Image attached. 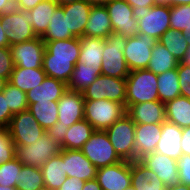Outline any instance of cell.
Listing matches in <instances>:
<instances>
[{"instance_id": "94428289", "label": "cell", "mask_w": 190, "mask_h": 190, "mask_svg": "<svg viewBox=\"0 0 190 190\" xmlns=\"http://www.w3.org/2000/svg\"><path fill=\"white\" fill-rule=\"evenodd\" d=\"M176 5H190V0H172V6Z\"/></svg>"}, {"instance_id": "4316f807", "label": "cell", "mask_w": 190, "mask_h": 190, "mask_svg": "<svg viewBox=\"0 0 190 190\" xmlns=\"http://www.w3.org/2000/svg\"><path fill=\"white\" fill-rule=\"evenodd\" d=\"M46 77L43 68L26 69L23 67H14L8 82L27 93L31 89L41 85Z\"/></svg>"}, {"instance_id": "681fc988", "label": "cell", "mask_w": 190, "mask_h": 190, "mask_svg": "<svg viewBox=\"0 0 190 190\" xmlns=\"http://www.w3.org/2000/svg\"><path fill=\"white\" fill-rule=\"evenodd\" d=\"M136 13L144 12L153 5H155V0H125Z\"/></svg>"}, {"instance_id": "b9f144b4", "label": "cell", "mask_w": 190, "mask_h": 190, "mask_svg": "<svg viewBox=\"0 0 190 190\" xmlns=\"http://www.w3.org/2000/svg\"><path fill=\"white\" fill-rule=\"evenodd\" d=\"M190 27V5H176L170 7V28L178 31L188 30Z\"/></svg>"}, {"instance_id": "d4e9b609", "label": "cell", "mask_w": 190, "mask_h": 190, "mask_svg": "<svg viewBox=\"0 0 190 190\" xmlns=\"http://www.w3.org/2000/svg\"><path fill=\"white\" fill-rule=\"evenodd\" d=\"M45 53L52 59L69 60L76 64L80 55V38L44 41Z\"/></svg>"}, {"instance_id": "4fadbf2b", "label": "cell", "mask_w": 190, "mask_h": 190, "mask_svg": "<svg viewBox=\"0 0 190 190\" xmlns=\"http://www.w3.org/2000/svg\"><path fill=\"white\" fill-rule=\"evenodd\" d=\"M10 49L14 67L26 69L42 68L45 43L41 37H35L32 40L13 45Z\"/></svg>"}, {"instance_id": "11a10c76", "label": "cell", "mask_w": 190, "mask_h": 190, "mask_svg": "<svg viewBox=\"0 0 190 190\" xmlns=\"http://www.w3.org/2000/svg\"><path fill=\"white\" fill-rule=\"evenodd\" d=\"M83 190H102L96 179L88 180L84 183Z\"/></svg>"}, {"instance_id": "836d02e7", "label": "cell", "mask_w": 190, "mask_h": 190, "mask_svg": "<svg viewBox=\"0 0 190 190\" xmlns=\"http://www.w3.org/2000/svg\"><path fill=\"white\" fill-rule=\"evenodd\" d=\"M159 101L166 103L178 96L180 93L179 78L176 69H170L157 75Z\"/></svg>"}, {"instance_id": "7bdbcfd3", "label": "cell", "mask_w": 190, "mask_h": 190, "mask_svg": "<svg viewBox=\"0 0 190 190\" xmlns=\"http://www.w3.org/2000/svg\"><path fill=\"white\" fill-rule=\"evenodd\" d=\"M15 158V145L7 129L0 130V165Z\"/></svg>"}, {"instance_id": "91938a15", "label": "cell", "mask_w": 190, "mask_h": 190, "mask_svg": "<svg viewBox=\"0 0 190 190\" xmlns=\"http://www.w3.org/2000/svg\"><path fill=\"white\" fill-rule=\"evenodd\" d=\"M180 63L190 66V46L188 47L186 53L184 54V57L180 61Z\"/></svg>"}, {"instance_id": "8d00e7d4", "label": "cell", "mask_w": 190, "mask_h": 190, "mask_svg": "<svg viewBox=\"0 0 190 190\" xmlns=\"http://www.w3.org/2000/svg\"><path fill=\"white\" fill-rule=\"evenodd\" d=\"M74 67L75 64L69 60L52 59L44 53L42 68L47 77L61 80L67 84Z\"/></svg>"}, {"instance_id": "680465c9", "label": "cell", "mask_w": 190, "mask_h": 190, "mask_svg": "<svg viewBox=\"0 0 190 190\" xmlns=\"http://www.w3.org/2000/svg\"><path fill=\"white\" fill-rule=\"evenodd\" d=\"M166 190H190V187L184 184H175L169 187H166Z\"/></svg>"}, {"instance_id": "c3c4849f", "label": "cell", "mask_w": 190, "mask_h": 190, "mask_svg": "<svg viewBox=\"0 0 190 190\" xmlns=\"http://www.w3.org/2000/svg\"><path fill=\"white\" fill-rule=\"evenodd\" d=\"M69 127H64L60 125L57 121L51 128L46 130L48 136L52 139L56 140L59 144H61L65 140L66 132Z\"/></svg>"}, {"instance_id": "e7e4bbea", "label": "cell", "mask_w": 190, "mask_h": 190, "mask_svg": "<svg viewBox=\"0 0 190 190\" xmlns=\"http://www.w3.org/2000/svg\"><path fill=\"white\" fill-rule=\"evenodd\" d=\"M183 34L187 38L188 45L190 46V27L188 28V30H184Z\"/></svg>"}, {"instance_id": "816d5d0a", "label": "cell", "mask_w": 190, "mask_h": 190, "mask_svg": "<svg viewBox=\"0 0 190 190\" xmlns=\"http://www.w3.org/2000/svg\"><path fill=\"white\" fill-rule=\"evenodd\" d=\"M181 149L182 154L190 155V127L182 128Z\"/></svg>"}, {"instance_id": "d6a6232c", "label": "cell", "mask_w": 190, "mask_h": 190, "mask_svg": "<svg viewBox=\"0 0 190 190\" xmlns=\"http://www.w3.org/2000/svg\"><path fill=\"white\" fill-rule=\"evenodd\" d=\"M70 38H74V36L67 30V15H64L63 7L58 5L41 39L43 41H54L67 40Z\"/></svg>"}, {"instance_id": "ee69618b", "label": "cell", "mask_w": 190, "mask_h": 190, "mask_svg": "<svg viewBox=\"0 0 190 190\" xmlns=\"http://www.w3.org/2000/svg\"><path fill=\"white\" fill-rule=\"evenodd\" d=\"M14 66L10 47L0 48V77L9 81Z\"/></svg>"}, {"instance_id": "7a4b0ae2", "label": "cell", "mask_w": 190, "mask_h": 190, "mask_svg": "<svg viewBox=\"0 0 190 190\" xmlns=\"http://www.w3.org/2000/svg\"><path fill=\"white\" fill-rule=\"evenodd\" d=\"M125 114L126 107L122 103L107 99L85 100L84 119L95 130L105 131Z\"/></svg>"}, {"instance_id": "d590c367", "label": "cell", "mask_w": 190, "mask_h": 190, "mask_svg": "<svg viewBox=\"0 0 190 190\" xmlns=\"http://www.w3.org/2000/svg\"><path fill=\"white\" fill-rule=\"evenodd\" d=\"M28 111L45 131L58 121V104L55 101L28 104Z\"/></svg>"}, {"instance_id": "ba28073f", "label": "cell", "mask_w": 190, "mask_h": 190, "mask_svg": "<svg viewBox=\"0 0 190 190\" xmlns=\"http://www.w3.org/2000/svg\"><path fill=\"white\" fill-rule=\"evenodd\" d=\"M84 100H112L126 107V79L100 74L96 80L82 92Z\"/></svg>"}, {"instance_id": "003e7915", "label": "cell", "mask_w": 190, "mask_h": 190, "mask_svg": "<svg viewBox=\"0 0 190 190\" xmlns=\"http://www.w3.org/2000/svg\"><path fill=\"white\" fill-rule=\"evenodd\" d=\"M0 190H17L16 187H4L0 185Z\"/></svg>"}, {"instance_id": "ab89813d", "label": "cell", "mask_w": 190, "mask_h": 190, "mask_svg": "<svg viewBox=\"0 0 190 190\" xmlns=\"http://www.w3.org/2000/svg\"><path fill=\"white\" fill-rule=\"evenodd\" d=\"M4 98L7 102V107L13 114L28 110V102L26 93L6 82L3 89Z\"/></svg>"}, {"instance_id": "5bb4252c", "label": "cell", "mask_w": 190, "mask_h": 190, "mask_svg": "<svg viewBox=\"0 0 190 190\" xmlns=\"http://www.w3.org/2000/svg\"><path fill=\"white\" fill-rule=\"evenodd\" d=\"M139 161L149 169L155 178L162 181L165 187L179 183L176 159L153 152L145 154Z\"/></svg>"}, {"instance_id": "9c48e42d", "label": "cell", "mask_w": 190, "mask_h": 190, "mask_svg": "<svg viewBox=\"0 0 190 190\" xmlns=\"http://www.w3.org/2000/svg\"><path fill=\"white\" fill-rule=\"evenodd\" d=\"M14 145H30L46 132L28 110L13 115L8 127Z\"/></svg>"}, {"instance_id": "be15d7a7", "label": "cell", "mask_w": 190, "mask_h": 190, "mask_svg": "<svg viewBox=\"0 0 190 190\" xmlns=\"http://www.w3.org/2000/svg\"><path fill=\"white\" fill-rule=\"evenodd\" d=\"M59 5L63 6L69 3H74L80 0H55Z\"/></svg>"}, {"instance_id": "30bf717a", "label": "cell", "mask_w": 190, "mask_h": 190, "mask_svg": "<svg viewBox=\"0 0 190 190\" xmlns=\"http://www.w3.org/2000/svg\"><path fill=\"white\" fill-rule=\"evenodd\" d=\"M157 42V39L147 34L127 37L123 53L130 71L147 69L152 57V48Z\"/></svg>"}, {"instance_id": "7dc6e473", "label": "cell", "mask_w": 190, "mask_h": 190, "mask_svg": "<svg viewBox=\"0 0 190 190\" xmlns=\"http://www.w3.org/2000/svg\"><path fill=\"white\" fill-rule=\"evenodd\" d=\"M13 115L14 114L7 107L3 92H0V128L6 129Z\"/></svg>"}, {"instance_id": "60d3db41", "label": "cell", "mask_w": 190, "mask_h": 190, "mask_svg": "<svg viewBox=\"0 0 190 190\" xmlns=\"http://www.w3.org/2000/svg\"><path fill=\"white\" fill-rule=\"evenodd\" d=\"M22 165L16 158L0 165V185L4 187H16L19 183V173Z\"/></svg>"}, {"instance_id": "6f0895ef", "label": "cell", "mask_w": 190, "mask_h": 190, "mask_svg": "<svg viewBox=\"0 0 190 190\" xmlns=\"http://www.w3.org/2000/svg\"><path fill=\"white\" fill-rule=\"evenodd\" d=\"M85 1L91 5L105 6L114 0H85Z\"/></svg>"}, {"instance_id": "603a6c76", "label": "cell", "mask_w": 190, "mask_h": 190, "mask_svg": "<svg viewBox=\"0 0 190 190\" xmlns=\"http://www.w3.org/2000/svg\"><path fill=\"white\" fill-rule=\"evenodd\" d=\"M111 33H113V28L106 7L92 5L84 36L106 39Z\"/></svg>"}, {"instance_id": "8fae6325", "label": "cell", "mask_w": 190, "mask_h": 190, "mask_svg": "<svg viewBox=\"0 0 190 190\" xmlns=\"http://www.w3.org/2000/svg\"><path fill=\"white\" fill-rule=\"evenodd\" d=\"M139 34H147L159 40L170 28V6L155 4L144 12L137 13Z\"/></svg>"}, {"instance_id": "e575fe53", "label": "cell", "mask_w": 190, "mask_h": 190, "mask_svg": "<svg viewBox=\"0 0 190 190\" xmlns=\"http://www.w3.org/2000/svg\"><path fill=\"white\" fill-rule=\"evenodd\" d=\"M100 74L101 69L85 67L82 63L77 62L74 71L67 82V89L83 92Z\"/></svg>"}, {"instance_id": "2e32d148", "label": "cell", "mask_w": 190, "mask_h": 190, "mask_svg": "<svg viewBox=\"0 0 190 190\" xmlns=\"http://www.w3.org/2000/svg\"><path fill=\"white\" fill-rule=\"evenodd\" d=\"M58 104V122L64 127H70L78 121L84 119V104L82 92L67 89Z\"/></svg>"}, {"instance_id": "f5cc1de1", "label": "cell", "mask_w": 190, "mask_h": 190, "mask_svg": "<svg viewBox=\"0 0 190 190\" xmlns=\"http://www.w3.org/2000/svg\"><path fill=\"white\" fill-rule=\"evenodd\" d=\"M43 0H16L14 7L21 11L30 10L38 5Z\"/></svg>"}, {"instance_id": "a7ac6f4b", "label": "cell", "mask_w": 190, "mask_h": 190, "mask_svg": "<svg viewBox=\"0 0 190 190\" xmlns=\"http://www.w3.org/2000/svg\"><path fill=\"white\" fill-rule=\"evenodd\" d=\"M126 190H135V188L132 185H130Z\"/></svg>"}, {"instance_id": "f546056e", "label": "cell", "mask_w": 190, "mask_h": 190, "mask_svg": "<svg viewBox=\"0 0 190 190\" xmlns=\"http://www.w3.org/2000/svg\"><path fill=\"white\" fill-rule=\"evenodd\" d=\"M94 132L95 129L88 121H78L67 130L65 140L60 144L61 148L80 150Z\"/></svg>"}, {"instance_id": "3957f363", "label": "cell", "mask_w": 190, "mask_h": 190, "mask_svg": "<svg viewBox=\"0 0 190 190\" xmlns=\"http://www.w3.org/2000/svg\"><path fill=\"white\" fill-rule=\"evenodd\" d=\"M126 41L127 37L114 33L105 39L101 66L102 75L119 79L127 78L130 70L123 53Z\"/></svg>"}, {"instance_id": "e0dca14e", "label": "cell", "mask_w": 190, "mask_h": 190, "mask_svg": "<svg viewBox=\"0 0 190 190\" xmlns=\"http://www.w3.org/2000/svg\"><path fill=\"white\" fill-rule=\"evenodd\" d=\"M65 174L84 182L96 178L97 168L85 157L81 150L63 149Z\"/></svg>"}, {"instance_id": "6125c7cd", "label": "cell", "mask_w": 190, "mask_h": 190, "mask_svg": "<svg viewBox=\"0 0 190 190\" xmlns=\"http://www.w3.org/2000/svg\"><path fill=\"white\" fill-rule=\"evenodd\" d=\"M155 3L172 7V0H155Z\"/></svg>"}, {"instance_id": "4dcf8cb0", "label": "cell", "mask_w": 190, "mask_h": 190, "mask_svg": "<svg viewBox=\"0 0 190 190\" xmlns=\"http://www.w3.org/2000/svg\"><path fill=\"white\" fill-rule=\"evenodd\" d=\"M59 4L55 0H43L30 9L33 20V32L37 37H42L50 24V19Z\"/></svg>"}, {"instance_id": "89a4df30", "label": "cell", "mask_w": 190, "mask_h": 190, "mask_svg": "<svg viewBox=\"0 0 190 190\" xmlns=\"http://www.w3.org/2000/svg\"><path fill=\"white\" fill-rule=\"evenodd\" d=\"M40 190H50V189L44 187L43 189H40Z\"/></svg>"}, {"instance_id": "1f68e13d", "label": "cell", "mask_w": 190, "mask_h": 190, "mask_svg": "<svg viewBox=\"0 0 190 190\" xmlns=\"http://www.w3.org/2000/svg\"><path fill=\"white\" fill-rule=\"evenodd\" d=\"M151 54L147 69L154 74L176 69L179 65V61L160 42L154 45Z\"/></svg>"}, {"instance_id": "db71d44e", "label": "cell", "mask_w": 190, "mask_h": 190, "mask_svg": "<svg viewBox=\"0 0 190 190\" xmlns=\"http://www.w3.org/2000/svg\"><path fill=\"white\" fill-rule=\"evenodd\" d=\"M14 8L13 0H0V16Z\"/></svg>"}, {"instance_id": "ac0fdd59", "label": "cell", "mask_w": 190, "mask_h": 190, "mask_svg": "<svg viewBox=\"0 0 190 190\" xmlns=\"http://www.w3.org/2000/svg\"><path fill=\"white\" fill-rule=\"evenodd\" d=\"M126 111L135 124H162L166 121L165 105L159 100L134 104Z\"/></svg>"}, {"instance_id": "52a82bcc", "label": "cell", "mask_w": 190, "mask_h": 190, "mask_svg": "<svg viewBox=\"0 0 190 190\" xmlns=\"http://www.w3.org/2000/svg\"><path fill=\"white\" fill-rule=\"evenodd\" d=\"M80 150L97 169L122 161L116 154L105 131L95 130Z\"/></svg>"}, {"instance_id": "f907efd6", "label": "cell", "mask_w": 190, "mask_h": 190, "mask_svg": "<svg viewBox=\"0 0 190 190\" xmlns=\"http://www.w3.org/2000/svg\"><path fill=\"white\" fill-rule=\"evenodd\" d=\"M84 181L77 178H66L65 182L61 185L58 190H83Z\"/></svg>"}, {"instance_id": "9a60e30c", "label": "cell", "mask_w": 190, "mask_h": 190, "mask_svg": "<svg viewBox=\"0 0 190 190\" xmlns=\"http://www.w3.org/2000/svg\"><path fill=\"white\" fill-rule=\"evenodd\" d=\"M102 190H126L131 184V162L122 160L117 164L97 169L96 178Z\"/></svg>"}, {"instance_id": "f6af8a7d", "label": "cell", "mask_w": 190, "mask_h": 190, "mask_svg": "<svg viewBox=\"0 0 190 190\" xmlns=\"http://www.w3.org/2000/svg\"><path fill=\"white\" fill-rule=\"evenodd\" d=\"M176 70L179 78L181 96L190 99V66L179 62Z\"/></svg>"}, {"instance_id": "6da1fadb", "label": "cell", "mask_w": 190, "mask_h": 190, "mask_svg": "<svg viewBox=\"0 0 190 190\" xmlns=\"http://www.w3.org/2000/svg\"><path fill=\"white\" fill-rule=\"evenodd\" d=\"M159 100L157 74L148 69L130 71L126 78V110L134 104Z\"/></svg>"}, {"instance_id": "484cf974", "label": "cell", "mask_w": 190, "mask_h": 190, "mask_svg": "<svg viewBox=\"0 0 190 190\" xmlns=\"http://www.w3.org/2000/svg\"><path fill=\"white\" fill-rule=\"evenodd\" d=\"M44 187L50 190H58L65 182V164L63 163V149L59 155L51 157L41 167Z\"/></svg>"}, {"instance_id": "cb8c5ba5", "label": "cell", "mask_w": 190, "mask_h": 190, "mask_svg": "<svg viewBox=\"0 0 190 190\" xmlns=\"http://www.w3.org/2000/svg\"><path fill=\"white\" fill-rule=\"evenodd\" d=\"M105 39L96 37L80 38L79 63L94 69H101Z\"/></svg>"}, {"instance_id": "83f0119b", "label": "cell", "mask_w": 190, "mask_h": 190, "mask_svg": "<svg viewBox=\"0 0 190 190\" xmlns=\"http://www.w3.org/2000/svg\"><path fill=\"white\" fill-rule=\"evenodd\" d=\"M131 181L135 190H166L163 182L155 178L139 160L131 162Z\"/></svg>"}, {"instance_id": "7402d4cb", "label": "cell", "mask_w": 190, "mask_h": 190, "mask_svg": "<svg viewBox=\"0 0 190 190\" xmlns=\"http://www.w3.org/2000/svg\"><path fill=\"white\" fill-rule=\"evenodd\" d=\"M67 90V84L61 80L46 77L41 85L26 93L28 104L36 102H57Z\"/></svg>"}, {"instance_id": "d6986e66", "label": "cell", "mask_w": 190, "mask_h": 190, "mask_svg": "<svg viewBox=\"0 0 190 190\" xmlns=\"http://www.w3.org/2000/svg\"><path fill=\"white\" fill-rule=\"evenodd\" d=\"M162 124H136L135 160L155 152L162 134Z\"/></svg>"}, {"instance_id": "8992f818", "label": "cell", "mask_w": 190, "mask_h": 190, "mask_svg": "<svg viewBox=\"0 0 190 190\" xmlns=\"http://www.w3.org/2000/svg\"><path fill=\"white\" fill-rule=\"evenodd\" d=\"M0 17L3 32L7 35L10 47L37 37L33 32L30 10L21 11L14 7Z\"/></svg>"}, {"instance_id": "5b68a950", "label": "cell", "mask_w": 190, "mask_h": 190, "mask_svg": "<svg viewBox=\"0 0 190 190\" xmlns=\"http://www.w3.org/2000/svg\"><path fill=\"white\" fill-rule=\"evenodd\" d=\"M135 127L133 120L125 114L105 130L121 160L135 161Z\"/></svg>"}, {"instance_id": "9f6ffc18", "label": "cell", "mask_w": 190, "mask_h": 190, "mask_svg": "<svg viewBox=\"0 0 190 190\" xmlns=\"http://www.w3.org/2000/svg\"><path fill=\"white\" fill-rule=\"evenodd\" d=\"M9 46V41L7 39L6 33L3 32V27L1 25V17H0V48H6Z\"/></svg>"}, {"instance_id": "44dd1931", "label": "cell", "mask_w": 190, "mask_h": 190, "mask_svg": "<svg viewBox=\"0 0 190 190\" xmlns=\"http://www.w3.org/2000/svg\"><path fill=\"white\" fill-rule=\"evenodd\" d=\"M161 131V138L156 146L155 152L178 160L182 155V128L176 124L165 121L162 123Z\"/></svg>"}, {"instance_id": "f35d334b", "label": "cell", "mask_w": 190, "mask_h": 190, "mask_svg": "<svg viewBox=\"0 0 190 190\" xmlns=\"http://www.w3.org/2000/svg\"><path fill=\"white\" fill-rule=\"evenodd\" d=\"M17 190H40L44 188L41 168L22 165Z\"/></svg>"}, {"instance_id": "f1b7e54d", "label": "cell", "mask_w": 190, "mask_h": 190, "mask_svg": "<svg viewBox=\"0 0 190 190\" xmlns=\"http://www.w3.org/2000/svg\"><path fill=\"white\" fill-rule=\"evenodd\" d=\"M164 105L166 121L180 128L190 127V99L180 95Z\"/></svg>"}, {"instance_id": "03108f58", "label": "cell", "mask_w": 190, "mask_h": 190, "mask_svg": "<svg viewBox=\"0 0 190 190\" xmlns=\"http://www.w3.org/2000/svg\"><path fill=\"white\" fill-rule=\"evenodd\" d=\"M6 82L7 81L5 79H3L2 77H0V92L3 91Z\"/></svg>"}, {"instance_id": "ffe728a7", "label": "cell", "mask_w": 190, "mask_h": 190, "mask_svg": "<svg viewBox=\"0 0 190 190\" xmlns=\"http://www.w3.org/2000/svg\"><path fill=\"white\" fill-rule=\"evenodd\" d=\"M62 7L64 15H67V30L74 37H83L92 5L85 0H80Z\"/></svg>"}, {"instance_id": "74e56055", "label": "cell", "mask_w": 190, "mask_h": 190, "mask_svg": "<svg viewBox=\"0 0 190 190\" xmlns=\"http://www.w3.org/2000/svg\"><path fill=\"white\" fill-rule=\"evenodd\" d=\"M179 62L189 45L183 31L169 28L158 40Z\"/></svg>"}, {"instance_id": "bcb514c9", "label": "cell", "mask_w": 190, "mask_h": 190, "mask_svg": "<svg viewBox=\"0 0 190 190\" xmlns=\"http://www.w3.org/2000/svg\"><path fill=\"white\" fill-rule=\"evenodd\" d=\"M179 183L190 187V155L182 154L177 160Z\"/></svg>"}, {"instance_id": "277c9868", "label": "cell", "mask_w": 190, "mask_h": 190, "mask_svg": "<svg viewBox=\"0 0 190 190\" xmlns=\"http://www.w3.org/2000/svg\"><path fill=\"white\" fill-rule=\"evenodd\" d=\"M61 145L45 132L30 145H15V158L23 165L40 168L51 157L59 155Z\"/></svg>"}, {"instance_id": "7c38bea8", "label": "cell", "mask_w": 190, "mask_h": 190, "mask_svg": "<svg viewBox=\"0 0 190 190\" xmlns=\"http://www.w3.org/2000/svg\"><path fill=\"white\" fill-rule=\"evenodd\" d=\"M114 34L132 37L139 34L136 11L125 0H114L105 5Z\"/></svg>"}]
</instances>
